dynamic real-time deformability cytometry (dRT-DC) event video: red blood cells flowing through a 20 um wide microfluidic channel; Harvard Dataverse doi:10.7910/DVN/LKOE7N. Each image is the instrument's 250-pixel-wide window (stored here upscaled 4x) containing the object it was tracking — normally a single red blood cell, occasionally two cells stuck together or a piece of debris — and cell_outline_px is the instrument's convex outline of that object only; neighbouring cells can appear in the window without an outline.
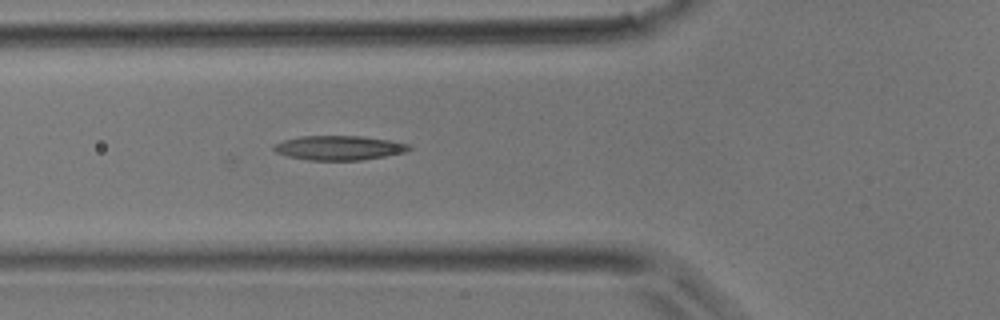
{"species": "common noctule bat (a hibernating species)", "species_latin": "Nyctalus noctula", "temperature_condition": "room temperature", "stored_images_in_passage": 31, "camera_frame_rate_fps": 3000, "um_per_image_px": 0.085, "animal": {"sex": "male", "body_mass_g": 17.9}, "frame": {"image": 1, "passage_image": 11, "time_ms": 3.333, "image_size_px": [1000, 320], "cell_outline_px": [[412, 148], [404, 152], [384, 156], [360, 160], [308, 160], [288, 156], [276, 152], [272, 148], [276, 144], [284, 140], [300, 136], [360, 136], [388, 140], [408, 144]], "centroid_in_image_um": [28.79, 12.56], "position_along_channel_um": 97.0, "area_um2": 18.96}}
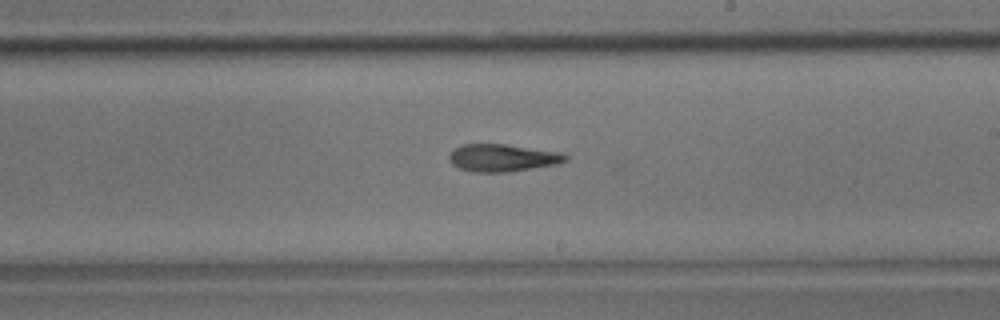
{"frame": {"image": 2, "passage_image": 20, "time_ms": 6.333, "image_size_px": [1000, 320], "cell_outline_px": [[568, 160], [560, 164], [508, 172], [472, 172], [460, 168], [452, 164], [448, 160], [448, 156], [460, 144], [504, 144], [560, 152], [568, 156]], "centroid_in_image_um": [42.73, 13.42], "position_along_channel_um": 246.3, "area_um2": 18.67}}
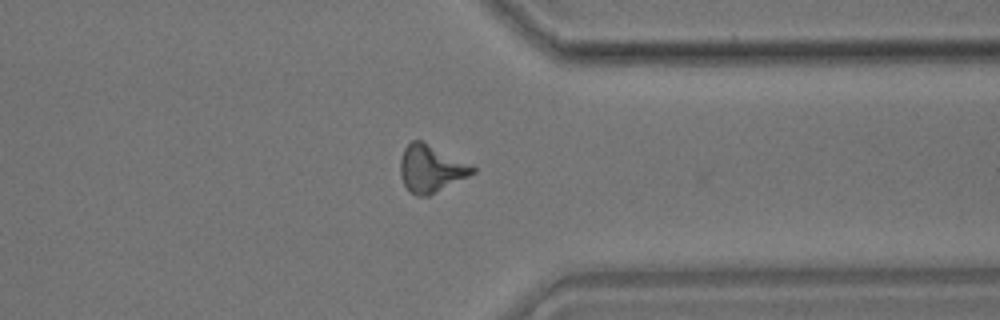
{"frame": {"image": 3, "passage_image": 28, "time_ms": 9.0, "image_size_px": [1000, 320], "cell_outline_px": [[476, 172], [428, 196], [416, 196], [404, 184], [400, 176], [400, 160], [404, 148], [412, 140], [420, 140], [472, 164], [476, 168]], "centroid_in_image_um": [36.63, 14.33], "position_along_channel_um": 374.8, "area_um2": 19.71}}